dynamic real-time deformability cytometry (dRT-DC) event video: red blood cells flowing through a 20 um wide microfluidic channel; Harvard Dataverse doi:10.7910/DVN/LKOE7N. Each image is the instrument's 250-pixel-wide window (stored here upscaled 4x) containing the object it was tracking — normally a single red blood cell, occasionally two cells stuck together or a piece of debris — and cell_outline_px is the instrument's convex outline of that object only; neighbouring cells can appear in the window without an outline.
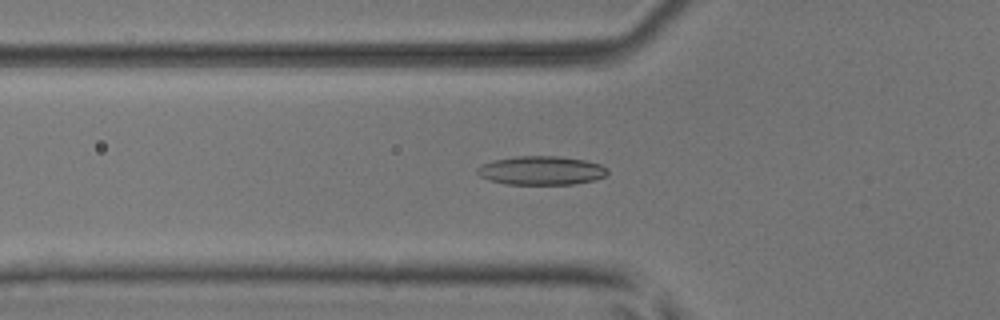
{"species": "common noctule bat (a hibernating species)", "species_latin": "Nyctalus noctula", "temperature_condition": "room temperature", "stored_images_in_passage": 53, "camera_frame_rate_fps": 3000, "um_per_image_px": 0.085, "animal": {"sex": "male", "body_mass_g": 17.9, "forearm_length_mm": 54.2}, "frame": {"image": 1, "passage_image": 19, "time_ms": 6.0, "image_size_px": [1000, 320], "cell_outline_px": [[608, 172], [604, 176], [592, 180], [572, 184], [508, 184], [492, 180], [480, 176], [476, 172], [476, 168], [480, 164], [492, 160], [516, 156], [560, 156], [584, 160], [600, 164], [608, 168]], "centroid_in_image_um": [45.98, 14.48], "position_along_channel_um": 79.8, "area_um2": 21.79}}
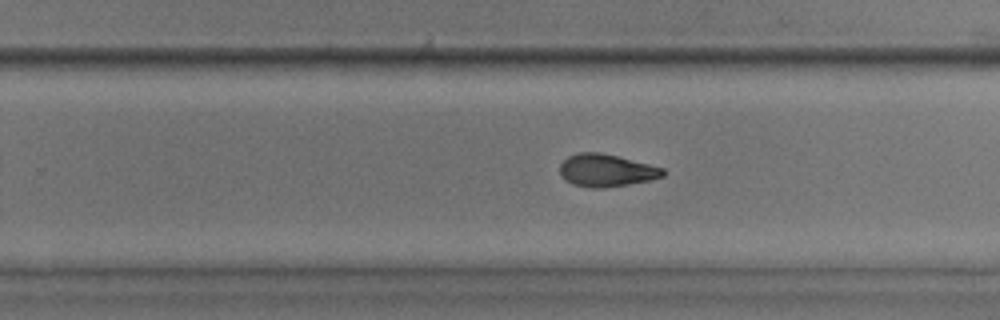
{"frame": {"image": 2, "passage_image": 34, "time_ms": 11.0, "image_size_px": [1000, 320], "cell_outline_px": [[664, 176], [648, 180], [628, 184], [604, 188], [592, 188], [572, 184], [564, 180], [560, 172], [560, 164], [568, 156], [576, 152], [600, 152], [664, 168]], "centroid_in_image_um": [51.49, 14.48], "position_along_channel_um": 278.3, "area_um2": 19.42}}
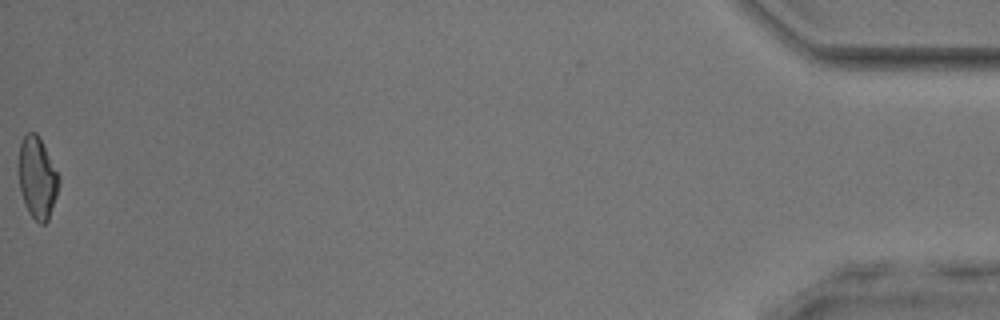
{"frame": {"image": 3, "passage_image": 53, "time_ms": 17.333, "image_size_px": [1000, 320], "cell_outline_px": [[60, 184], [48, 220], [44, 224], [40, 224], [28, 212], [24, 204], [16, 172], [16, 164], [20, 144], [24, 136], [28, 132], [36, 132], [60, 176]], "centroid_in_image_um": [3.13, 15.1], "position_along_channel_um": 432.1, "area_um2": 19.48}, "authors_computed_cell_mechanics": {"area_um2": 20.0566, "velocity_mm_per_s": 3.9767, "shape_relaxation_time_tau1_ms": 7.338, "shape_relaxation_time_tau2_ms": 3.3096, "deformation_change_tau1": 0.1981, "deformation_change_tau2": 0.0976}}